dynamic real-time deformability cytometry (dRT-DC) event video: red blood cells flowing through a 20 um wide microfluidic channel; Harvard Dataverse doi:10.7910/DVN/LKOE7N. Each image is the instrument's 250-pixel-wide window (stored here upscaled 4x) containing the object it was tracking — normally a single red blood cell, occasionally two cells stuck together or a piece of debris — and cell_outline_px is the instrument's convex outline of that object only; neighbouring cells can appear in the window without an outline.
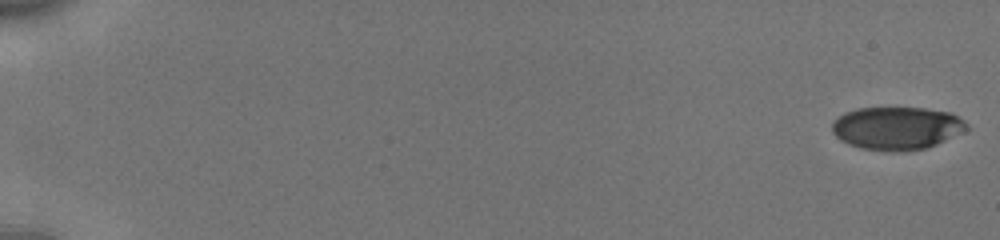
{"species": "human", "species_latin": "Homo sapiens", "temperature_condition": "cold", "stored_images_in_passage": 55, "camera_frame_rate_fps": 3000, "um_per_image_px": 0.085, "donor": {"sex": "male"}, "frame": {"image": 1, "passage_image": 1, "time_ms": 0.0, "image_size_px": [1000, 240], "cell_outline_px": [[968, 128], [936, 144], [924, 148], [896, 152], [892, 152], [860, 148], [848, 144], [840, 140], [832, 132], [832, 120], [844, 112], [856, 108], [924, 108], [952, 112], [964, 120]], "centroid_in_image_um": [76.17, 10.88], "position_along_channel_um": 8.8, "area_um2": 33.7}}
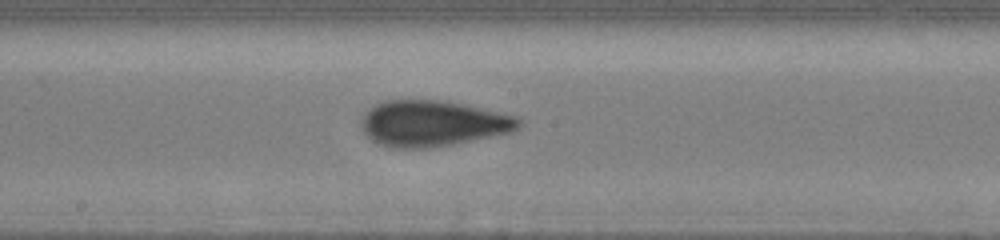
{"frame": {"image": 2, "passage_image": 32, "time_ms": 10.333, "image_size_px": [1000, 240], "cell_outline_px": [[520, 124], [512, 132], [452, 144], [428, 148], [388, 148], [372, 140], [364, 132], [360, 120], [364, 112], [368, 108], [384, 100], [440, 100], [464, 104], [520, 116]], "centroid_in_image_um": [36.76, 10.48], "position_along_channel_um": 211.4, "area_um2": 42.25}}
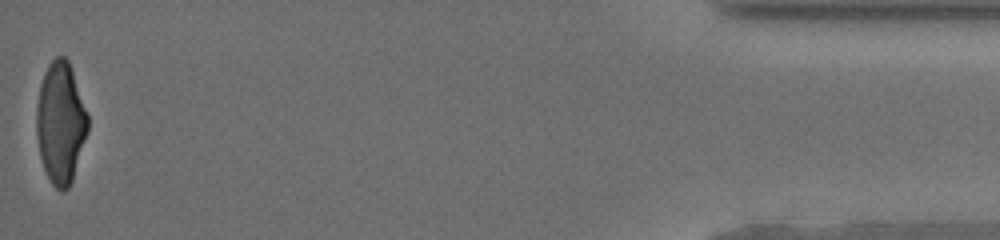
{"frame": {"image": 3, "passage_image": 55, "time_ms": 18.0, "image_size_px": [1000, 240], "cell_outline_px": [[88, 132], [72, 180], [68, 188], [64, 192], [60, 192], [52, 184], [44, 168], [40, 156], [36, 136], [36, 108], [40, 84], [44, 72], [48, 64], [56, 56], [64, 56], [68, 60], [88, 116]], "centroid_in_image_um": [5.13, 10.45], "position_along_channel_um": 430.1, "area_um2": 36.24}, "authors_computed_cell_mechanics": {"area_um2": 38.2058, "velocity_mm_per_s": 3.8745, "shape_relaxation_time_tau1_ms": 3.6228, "shape_relaxation_time_tau2_ms": 1.0669, "deformation_change_tau1": 0.1676, "deformation_change_tau2": 0.0894}}